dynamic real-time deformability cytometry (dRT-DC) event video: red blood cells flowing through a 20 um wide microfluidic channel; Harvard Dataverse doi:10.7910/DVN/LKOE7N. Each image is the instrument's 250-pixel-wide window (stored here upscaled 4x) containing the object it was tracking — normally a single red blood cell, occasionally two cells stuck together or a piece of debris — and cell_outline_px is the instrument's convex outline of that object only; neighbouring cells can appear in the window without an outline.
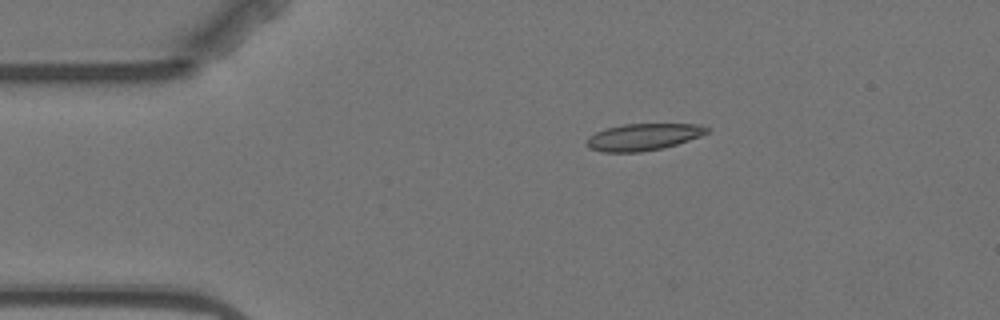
{"species": "Egyptian fruit bat (a non-hibernating species)", "species_latin": "Rousettus aegyptiacus", "temperature_condition": "warm", "stored_images_in_passage": 8, "camera_frame_rate_fps": 3000, "um_per_image_px": 0.085, "animal": {"sex": "female"}, "frame": {"image": 1, "passage_image": 3, "time_ms": 2.667, "image_size_px": [1000, 320], "cell_outline_px": [[708, 132], [700, 136], [676, 144], [660, 148], [640, 152], [604, 152], [588, 148], [588, 136], [604, 128], [624, 124], [700, 124], [708, 128]], "centroid_in_image_um": [54.65, 11.63], "position_along_channel_um": 30.4, "area_um2": 18.61}}
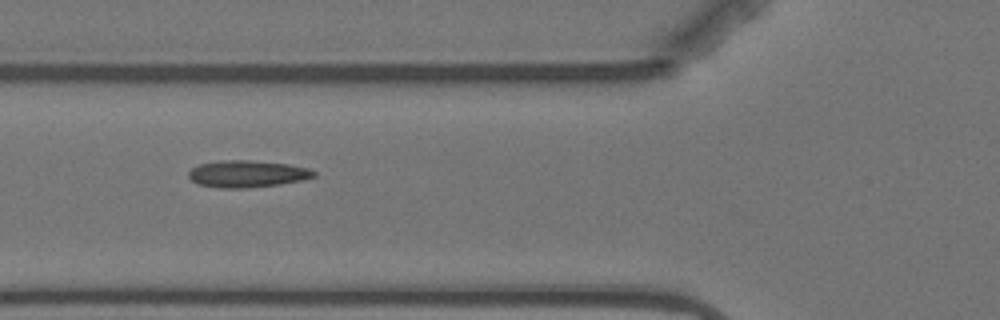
{"frame": {"image": 2, "passage_image": 6, "time_ms": 6.0, "image_size_px": [1000, 320], "cell_outline_px": [[316, 176], [300, 180], [280, 184], [244, 188], [220, 188], [200, 184], [192, 180], [188, 176], [188, 172], [192, 168], [200, 164], [224, 160], [248, 160], [288, 164], [308, 168], [316, 172]], "centroid_in_image_um": [21.01, 14.77], "position_along_channel_um": 104.8, "area_um2": 19.42}}
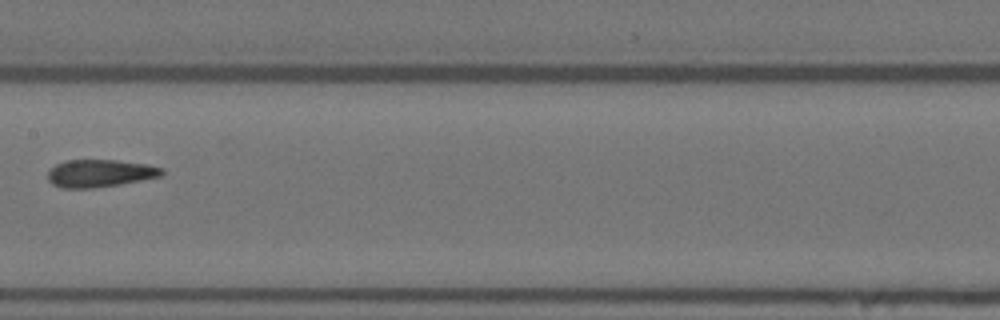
{"frame": {"image": 3, "passage_image": 8, "time_ms": 8.667, "image_size_px": [1000, 320], "cell_outline_px": [[164, 172], [160, 176], [120, 184], [92, 188], [64, 188], [52, 184], [48, 180], [48, 172], [56, 164], [64, 160], [116, 160], [148, 164], [164, 168]], "centroid_in_image_um": [8.49, 14.72], "position_along_channel_um": 198.9, "area_um2": 18.26}}